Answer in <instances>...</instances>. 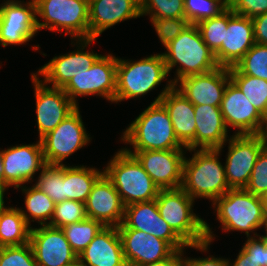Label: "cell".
Wrapping results in <instances>:
<instances>
[{
	"label": "cell",
	"instance_id": "cell-36",
	"mask_svg": "<svg viewBox=\"0 0 267 266\" xmlns=\"http://www.w3.org/2000/svg\"><path fill=\"white\" fill-rule=\"evenodd\" d=\"M228 5L223 0H184L185 19L196 25L202 20L218 16Z\"/></svg>",
	"mask_w": 267,
	"mask_h": 266
},
{
	"label": "cell",
	"instance_id": "cell-48",
	"mask_svg": "<svg viewBox=\"0 0 267 266\" xmlns=\"http://www.w3.org/2000/svg\"><path fill=\"white\" fill-rule=\"evenodd\" d=\"M264 146L267 148V112L263 115V121L259 133L257 134Z\"/></svg>",
	"mask_w": 267,
	"mask_h": 266
},
{
	"label": "cell",
	"instance_id": "cell-53",
	"mask_svg": "<svg viewBox=\"0 0 267 266\" xmlns=\"http://www.w3.org/2000/svg\"><path fill=\"white\" fill-rule=\"evenodd\" d=\"M265 231H266V235H265V236L261 235L260 238L264 241V243H265V248H266V250H267V229H266Z\"/></svg>",
	"mask_w": 267,
	"mask_h": 266
},
{
	"label": "cell",
	"instance_id": "cell-10",
	"mask_svg": "<svg viewBox=\"0 0 267 266\" xmlns=\"http://www.w3.org/2000/svg\"><path fill=\"white\" fill-rule=\"evenodd\" d=\"M117 228H130L152 234L167 241L176 251L190 247L204 252L211 244L206 241L197 245H187L161 217L156 199L125 206L123 222Z\"/></svg>",
	"mask_w": 267,
	"mask_h": 266
},
{
	"label": "cell",
	"instance_id": "cell-51",
	"mask_svg": "<svg viewBox=\"0 0 267 266\" xmlns=\"http://www.w3.org/2000/svg\"><path fill=\"white\" fill-rule=\"evenodd\" d=\"M68 266H88L85 262H83L79 257H77L71 264Z\"/></svg>",
	"mask_w": 267,
	"mask_h": 266
},
{
	"label": "cell",
	"instance_id": "cell-3",
	"mask_svg": "<svg viewBox=\"0 0 267 266\" xmlns=\"http://www.w3.org/2000/svg\"><path fill=\"white\" fill-rule=\"evenodd\" d=\"M193 202L182 188L160 190L156 198L161 217L187 245L211 243L214 234L208 223L193 213Z\"/></svg>",
	"mask_w": 267,
	"mask_h": 266
},
{
	"label": "cell",
	"instance_id": "cell-44",
	"mask_svg": "<svg viewBox=\"0 0 267 266\" xmlns=\"http://www.w3.org/2000/svg\"><path fill=\"white\" fill-rule=\"evenodd\" d=\"M255 43L267 45V13L252 18Z\"/></svg>",
	"mask_w": 267,
	"mask_h": 266
},
{
	"label": "cell",
	"instance_id": "cell-52",
	"mask_svg": "<svg viewBox=\"0 0 267 266\" xmlns=\"http://www.w3.org/2000/svg\"><path fill=\"white\" fill-rule=\"evenodd\" d=\"M0 181H4V165L2 163L1 153H0Z\"/></svg>",
	"mask_w": 267,
	"mask_h": 266
},
{
	"label": "cell",
	"instance_id": "cell-24",
	"mask_svg": "<svg viewBox=\"0 0 267 266\" xmlns=\"http://www.w3.org/2000/svg\"><path fill=\"white\" fill-rule=\"evenodd\" d=\"M140 0H89V39L127 19L140 18Z\"/></svg>",
	"mask_w": 267,
	"mask_h": 266
},
{
	"label": "cell",
	"instance_id": "cell-15",
	"mask_svg": "<svg viewBox=\"0 0 267 266\" xmlns=\"http://www.w3.org/2000/svg\"><path fill=\"white\" fill-rule=\"evenodd\" d=\"M36 99L39 140L56 128L77 106L62 88L47 87L34 73L31 75Z\"/></svg>",
	"mask_w": 267,
	"mask_h": 266
},
{
	"label": "cell",
	"instance_id": "cell-20",
	"mask_svg": "<svg viewBox=\"0 0 267 266\" xmlns=\"http://www.w3.org/2000/svg\"><path fill=\"white\" fill-rule=\"evenodd\" d=\"M230 80L229 69L218 67L208 73L184 77L178 80L174 87L193 105L220 107L225 88ZM178 82L179 86H177Z\"/></svg>",
	"mask_w": 267,
	"mask_h": 266
},
{
	"label": "cell",
	"instance_id": "cell-11",
	"mask_svg": "<svg viewBox=\"0 0 267 266\" xmlns=\"http://www.w3.org/2000/svg\"><path fill=\"white\" fill-rule=\"evenodd\" d=\"M82 122L79 107L40 141L47 165H63L62 161L90 141Z\"/></svg>",
	"mask_w": 267,
	"mask_h": 266
},
{
	"label": "cell",
	"instance_id": "cell-22",
	"mask_svg": "<svg viewBox=\"0 0 267 266\" xmlns=\"http://www.w3.org/2000/svg\"><path fill=\"white\" fill-rule=\"evenodd\" d=\"M225 124L237 128L235 134H258L263 116L255 109L237 85L230 80L220 104Z\"/></svg>",
	"mask_w": 267,
	"mask_h": 266
},
{
	"label": "cell",
	"instance_id": "cell-37",
	"mask_svg": "<svg viewBox=\"0 0 267 266\" xmlns=\"http://www.w3.org/2000/svg\"><path fill=\"white\" fill-rule=\"evenodd\" d=\"M141 16L185 19L184 0H140Z\"/></svg>",
	"mask_w": 267,
	"mask_h": 266
},
{
	"label": "cell",
	"instance_id": "cell-54",
	"mask_svg": "<svg viewBox=\"0 0 267 266\" xmlns=\"http://www.w3.org/2000/svg\"><path fill=\"white\" fill-rule=\"evenodd\" d=\"M228 6H230L235 0H223Z\"/></svg>",
	"mask_w": 267,
	"mask_h": 266
},
{
	"label": "cell",
	"instance_id": "cell-33",
	"mask_svg": "<svg viewBox=\"0 0 267 266\" xmlns=\"http://www.w3.org/2000/svg\"><path fill=\"white\" fill-rule=\"evenodd\" d=\"M196 26L204 43L215 54L222 46L228 27V7L218 16L202 20Z\"/></svg>",
	"mask_w": 267,
	"mask_h": 266
},
{
	"label": "cell",
	"instance_id": "cell-31",
	"mask_svg": "<svg viewBox=\"0 0 267 266\" xmlns=\"http://www.w3.org/2000/svg\"><path fill=\"white\" fill-rule=\"evenodd\" d=\"M228 69L231 80L263 116L267 112V80L244 75L235 66Z\"/></svg>",
	"mask_w": 267,
	"mask_h": 266
},
{
	"label": "cell",
	"instance_id": "cell-19",
	"mask_svg": "<svg viewBox=\"0 0 267 266\" xmlns=\"http://www.w3.org/2000/svg\"><path fill=\"white\" fill-rule=\"evenodd\" d=\"M127 266H141L169 258L176 250L165 240L152 234L118 228Z\"/></svg>",
	"mask_w": 267,
	"mask_h": 266
},
{
	"label": "cell",
	"instance_id": "cell-41",
	"mask_svg": "<svg viewBox=\"0 0 267 266\" xmlns=\"http://www.w3.org/2000/svg\"><path fill=\"white\" fill-rule=\"evenodd\" d=\"M245 189L257 196L267 193V148L259 153Z\"/></svg>",
	"mask_w": 267,
	"mask_h": 266
},
{
	"label": "cell",
	"instance_id": "cell-21",
	"mask_svg": "<svg viewBox=\"0 0 267 266\" xmlns=\"http://www.w3.org/2000/svg\"><path fill=\"white\" fill-rule=\"evenodd\" d=\"M255 44L252 19L235 14L228 6V27L224 41L215 53L220 67H234Z\"/></svg>",
	"mask_w": 267,
	"mask_h": 266
},
{
	"label": "cell",
	"instance_id": "cell-8",
	"mask_svg": "<svg viewBox=\"0 0 267 266\" xmlns=\"http://www.w3.org/2000/svg\"><path fill=\"white\" fill-rule=\"evenodd\" d=\"M37 27L63 31L72 39H89V0H35Z\"/></svg>",
	"mask_w": 267,
	"mask_h": 266
},
{
	"label": "cell",
	"instance_id": "cell-7",
	"mask_svg": "<svg viewBox=\"0 0 267 266\" xmlns=\"http://www.w3.org/2000/svg\"><path fill=\"white\" fill-rule=\"evenodd\" d=\"M168 75L162 54H154L133 62L117 58L114 102L145 95L154 90Z\"/></svg>",
	"mask_w": 267,
	"mask_h": 266
},
{
	"label": "cell",
	"instance_id": "cell-18",
	"mask_svg": "<svg viewBox=\"0 0 267 266\" xmlns=\"http://www.w3.org/2000/svg\"><path fill=\"white\" fill-rule=\"evenodd\" d=\"M93 41L95 39L78 40L77 43L80 44L78 49L80 50L77 49V51L70 52L69 54L55 56L42 66L36 75L43 76V82L46 85L51 83L52 87L63 88L71 78L91 68L101 56V54L94 53L93 51H83Z\"/></svg>",
	"mask_w": 267,
	"mask_h": 266
},
{
	"label": "cell",
	"instance_id": "cell-55",
	"mask_svg": "<svg viewBox=\"0 0 267 266\" xmlns=\"http://www.w3.org/2000/svg\"><path fill=\"white\" fill-rule=\"evenodd\" d=\"M8 1H11V2H13V1H18V0H8ZM32 1H34V2H35V0H32Z\"/></svg>",
	"mask_w": 267,
	"mask_h": 266
},
{
	"label": "cell",
	"instance_id": "cell-43",
	"mask_svg": "<svg viewBox=\"0 0 267 266\" xmlns=\"http://www.w3.org/2000/svg\"><path fill=\"white\" fill-rule=\"evenodd\" d=\"M243 249L250 254V257L261 266H267V250L264 241L259 237H250L244 243Z\"/></svg>",
	"mask_w": 267,
	"mask_h": 266
},
{
	"label": "cell",
	"instance_id": "cell-23",
	"mask_svg": "<svg viewBox=\"0 0 267 266\" xmlns=\"http://www.w3.org/2000/svg\"><path fill=\"white\" fill-rule=\"evenodd\" d=\"M84 205L87 218L97 220L104 226L118 227L123 222L125 206L105 174L93 185Z\"/></svg>",
	"mask_w": 267,
	"mask_h": 266
},
{
	"label": "cell",
	"instance_id": "cell-12",
	"mask_svg": "<svg viewBox=\"0 0 267 266\" xmlns=\"http://www.w3.org/2000/svg\"><path fill=\"white\" fill-rule=\"evenodd\" d=\"M228 141L227 183L230 189H242L248 185L256 159L265 146L257 134H235Z\"/></svg>",
	"mask_w": 267,
	"mask_h": 266
},
{
	"label": "cell",
	"instance_id": "cell-26",
	"mask_svg": "<svg viewBox=\"0 0 267 266\" xmlns=\"http://www.w3.org/2000/svg\"><path fill=\"white\" fill-rule=\"evenodd\" d=\"M78 257L88 266H127L115 226H104Z\"/></svg>",
	"mask_w": 267,
	"mask_h": 266
},
{
	"label": "cell",
	"instance_id": "cell-17",
	"mask_svg": "<svg viewBox=\"0 0 267 266\" xmlns=\"http://www.w3.org/2000/svg\"><path fill=\"white\" fill-rule=\"evenodd\" d=\"M29 243L38 266H68L78 257L61 228L49 225L31 227Z\"/></svg>",
	"mask_w": 267,
	"mask_h": 266
},
{
	"label": "cell",
	"instance_id": "cell-4",
	"mask_svg": "<svg viewBox=\"0 0 267 266\" xmlns=\"http://www.w3.org/2000/svg\"><path fill=\"white\" fill-rule=\"evenodd\" d=\"M166 52L162 53L168 73L179 64L176 77L172 79L175 85L178 80L197 74H204L220 67L215 54L204 43L201 34L194 24H188L180 35L168 43Z\"/></svg>",
	"mask_w": 267,
	"mask_h": 266
},
{
	"label": "cell",
	"instance_id": "cell-27",
	"mask_svg": "<svg viewBox=\"0 0 267 266\" xmlns=\"http://www.w3.org/2000/svg\"><path fill=\"white\" fill-rule=\"evenodd\" d=\"M196 129L195 149H218L228 141V128L220 107L211 105H194Z\"/></svg>",
	"mask_w": 267,
	"mask_h": 266
},
{
	"label": "cell",
	"instance_id": "cell-1",
	"mask_svg": "<svg viewBox=\"0 0 267 266\" xmlns=\"http://www.w3.org/2000/svg\"><path fill=\"white\" fill-rule=\"evenodd\" d=\"M174 86L168 81L158 97L123 132L122 141L130 143L134 150H183L177 139L170 116L160 102L163 95Z\"/></svg>",
	"mask_w": 267,
	"mask_h": 266
},
{
	"label": "cell",
	"instance_id": "cell-49",
	"mask_svg": "<svg viewBox=\"0 0 267 266\" xmlns=\"http://www.w3.org/2000/svg\"><path fill=\"white\" fill-rule=\"evenodd\" d=\"M8 186L6 182L0 181V212L7 208L4 204V192L9 188Z\"/></svg>",
	"mask_w": 267,
	"mask_h": 266
},
{
	"label": "cell",
	"instance_id": "cell-39",
	"mask_svg": "<svg viewBox=\"0 0 267 266\" xmlns=\"http://www.w3.org/2000/svg\"><path fill=\"white\" fill-rule=\"evenodd\" d=\"M0 266H38L30 243L0 248Z\"/></svg>",
	"mask_w": 267,
	"mask_h": 266
},
{
	"label": "cell",
	"instance_id": "cell-28",
	"mask_svg": "<svg viewBox=\"0 0 267 266\" xmlns=\"http://www.w3.org/2000/svg\"><path fill=\"white\" fill-rule=\"evenodd\" d=\"M104 174L96 168L86 166H66L63 164V182L65 200H75L85 203L93 185Z\"/></svg>",
	"mask_w": 267,
	"mask_h": 266
},
{
	"label": "cell",
	"instance_id": "cell-46",
	"mask_svg": "<svg viewBox=\"0 0 267 266\" xmlns=\"http://www.w3.org/2000/svg\"><path fill=\"white\" fill-rule=\"evenodd\" d=\"M183 251H175L169 258L141 266H182Z\"/></svg>",
	"mask_w": 267,
	"mask_h": 266
},
{
	"label": "cell",
	"instance_id": "cell-30",
	"mask_svg": "<svg viewBox=\"0 0 267 266\" xmlns=\"http://www.w3.org/2000/svg\"><path fill=\"white\" fill-rule=\"evenodd\" d=\"M22 192L25 193V208L27 211L25 212L22 208L20 211L27 224L31 223L30 219L32 218V221L37 220L40 226L48 225L54 214V201L35 185L30 188L24 186ZM47 220L49 222H46Z\"/></svg>",
	"mask_w": 267,
	"mask_h": 266
},
{
	"label": "cell",
	"instance_id": "cell-38",
	"mask_svg": "<svg viewBox=\"0 0 267 266\" xmlns=\"http://www.w3.org/2000/svg\"><path fill=\"white\" fill-rule=\"evenodd\" d=\"M87 218L85 205L75 200H65L55 204L53 217L49 226L62 228Z\"/></svg>",
	"mask_w": 267,
	"mask_h": 266
},
{
	"label": "cell",
	"instance_id": "cell-2",
	"mask_svg": "<svg viewBox=\"0 0 267 266\" xmlns=\"http://www.w3.org/2000/svg\"><path fill=\"white\" fill-rule=\"evenodd\" d=\"M191 159L184 158L181 188L192 199L206 198L212 203L230 190L218 149H198Z\"/></svg>",
	"mask_w": 267,
	"mask_h": 266
},
{
	"label": "cell",
	"instance_id": "cell-35",
	"mask_svg": "<svg viewBox=\"0 0 267 266\" xmlns=\"http://www.w3.org/2000/svg\"><path fill=\"white\" fill-rule=\"evenodd\" d=\"M235 67L244 75L267 80V45L255 43Z\"/></svg>",
	"mask_w": 267,
	"mask_h": 266
},
{
	"label": "cell",
	"instance_id": "cell-13",
	"mask_svg": "<svg viewBox=\"0 0 267 266\" xmlns=\"http://www.w3.org/2000/svg\"><path fill=\"white\" fill-rule=\"evenodd\" d=\"M38 32L34 1H5L0 5V45H19L28 42Z\"/></svg>",
	"mask_w": 267,
	"mask_h": 266
},
{
	"label": "cell",
	"instance_id": "cell-14",
	"mask_svg": "<svg viewBox=\"0 0 267 266\" xmlns=\"http://www.w3.org/2000/svg\"><path fill=\"white\" fill-rule=\"evenodd\" d=\"M123 150L138 160L160 190L181 188L184 150Z\"/></svg>",
	"mask_w": 267,
	"mask_h": 266
},
{
	"label": "cell",
	"instance_id": "cell-42",
	"mask_svg": "<svg viewBox=\"0 0 267 266\" xmlns=\"http://www.w3.org/2000/svg\"><path fill=\"white\" fill-rule=\"evenodd\" d=\"M229 7L235 14L252 19L267 13V0H235Z\"/></svg>",
	"mask_w": 267,
	"mask_h": 266
},
{
	"label": "cell",
	"instance_id": "cell-47",
	"mask_svg": "<svg viewBox=\"0 0 267 266\" xmlns=\"http://www.w3.org/2000/svg\"><path fill=\"white\" fill-rule=\"evenodd\" d=\"M228 266H261L253 258L250 257V254L247 253L243 248L239 251L237 259L233 264L227 259Z\"/></svg>",
	"mask_w": 267,
	"mask_h": 266
},
{
	"label": "cell",
	"instance_id": "cell-25",
	"mask_svg": "<svg viewBox=\"0 0 267 266\" xmlns=\"http://www.w3.org/2000/svg\"><path fill=\"white\" fill-rule=\"evenodd\" d=\"M166 108L178 141L188 150H195L196 119L194 105L176 87L160 99Z\"/></svg>",
	"mask_w": 267,
	"mask_h": 266
},
{
	"label": "cell",
	"instance_id": "cell-40",
	"mask_svg": "<svg viewBox=\"0 0 267 266\" xmlns=\"http://www.w3.org/2000/svg\"><path fill=\"white\" fill-rule=\"evenodd\" d=\"M158 38L164 47L176 39L189 24L186 19L150 17Z\"/></svg>",
	"mask_w": 267,
	"mask_h": 266
},
{
	"label": "cell",
	"instance_id": "cell-9",
	"mask_svg": "<svg viewBox=\"0 0 267 266\" xmlns=\"http://www.w3.org/2000/svg\"><path fill=\"white\" fill-rule=\"evenodd\" d=\"M117 57L112 54L101 55L87 71L75 77L62 88L78 107V96L99 95L114 102L116 94Z\"/></svg>",
	"mask_w": 267,
	"mask_h": 266
},
{
	"label": "cell",
	"instance_id": "cell-32",
	"mask_svg": "<svg viewBox=\"0 0 267 266\" xmlns=\"http://www.w3.org/2000/svg\"><path fill=\"white\" fill-rule=\"evenodd\" d=\"M104 225L94 219L86 218L80 222L62 227L73 252L79 256Z\"/></svg>",
	"mask_w": 267,
	"mask_h": 266
},
{
	"label": "cell",
	"instance_id": "cell-6",
	"mask_svg": "<svg viewBox=\"0 0 267 266\" xmlns=\"http://www.w3.org/2000/svg\"><path fill=\"white\" fill-rule=\"evenodd\" d=\"M212 204L217 212V220L225 232L245 231L247 238H250L249 232L263 226L267 229L261 197L245 188L230 189Z\"/></svg>",
	"mask_w": 267,
	"mask_h": 266
},
{
	"label": "cell",
	"instance_id": "cell-45",
	"mask_svg": "<svg viewBox=\"0 0 267 266\" xmlns=\"http://www.w3.org/2000/svg\"><path fill=\"white\" fill-rule=\"evenodd\" d=\"M182 266H228L227 259L207 257V258H182Z\"/></svg>",
	"mask_w": 267,
	"mask_h": 266
},
{
	"label": "cell",
	"instance_id": "cell-16",
	"mask_svg": "<svg viewBox=\"0 0 267 266\" xmlns=\"http://www.w3.org/2000/svg\"><path fill=\"white\" fill-rule=\"evenodd\" d=\"M0 153L4 165V182L15 189L23 188L21 185L30 182L35 172L47 165L40 140L36 144L13 146Z\"/></svg>",
	"mask_w": 267,
	"mask_h": 266
},
{
	"label": "cell",
	"instance_id": "cell-34",
	"mask_svg": "<svg viewBox=\"0 0 267 266\" xmlns=\"http://www.w3.org/2000/svg\"><path fill=\"white\" fill-rule=\"evenodd\" d=\"M35 186L47 194L55 204L65 201L63 165H46L41 170Z\"/></svg>",
	"mask_w": 267,
	"mask_h": 266
},
{
	"label": "cell",
	"instance_id": "cell-5",
	"mask_svg": "<svg viewBox=\"0 0 267 266\" xmlns=\"http://www.w3.org/2000/svg\"><path fill=\"white\" fill-rule=\"evenodd\" d=\"M120 195L124 206L155 200L160 189L138 160L121 149L103 170Z\"/></svg>",
	"mask_w": 267,
	"mask_h": 266
},
{
	"label": "cell",
	"instance_id": "cell-29",
	"mask_svg": "<svg viewBox=\"0 0 267 266\" xmlns=\"http://www.w3.org/2000/svg\"><path fill=\"white\" fill-rule=\"evenodd\" d=\"M31 224L28 225L20 208L8 207L0 212V248L29 243Z\"/></svg>",
	"mask_w": 267,
	"mask_h": 266
},
{
	"label": "cell",
	"instance_id": "cell-50",
	"mask_svg": "<svg viewBox=\"0 0 267 266\" xmlns=\"http://www.w3.org/2000/svg\"><path fill=\"white\" fill-rule=\"evenodd\" d=\"M262 199V204H263V213H264V217L267 223V193L263 194L261 196Z\"/></svg>",
	"mask_w": 267,
	"mask_h": 266
}]
</instances>
